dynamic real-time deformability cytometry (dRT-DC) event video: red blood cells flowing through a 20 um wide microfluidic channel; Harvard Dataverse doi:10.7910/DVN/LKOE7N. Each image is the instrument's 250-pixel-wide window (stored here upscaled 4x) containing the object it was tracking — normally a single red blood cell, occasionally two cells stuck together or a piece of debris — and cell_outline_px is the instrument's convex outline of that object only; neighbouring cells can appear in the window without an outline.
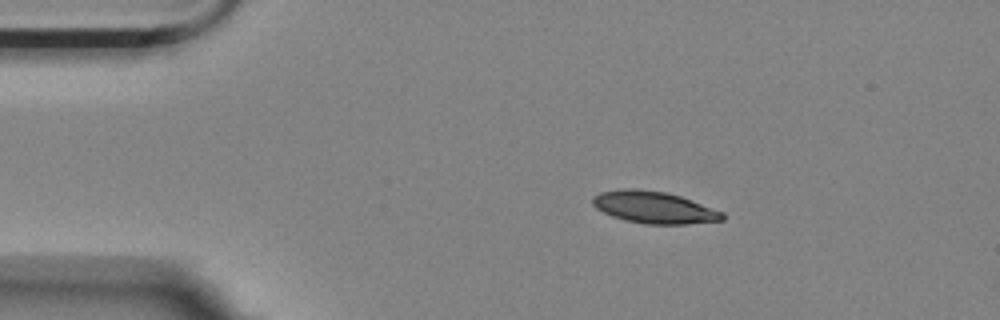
{"species": "Egyptian fruit bat (a non-hibernating species)", "species_latin": "Rousettus aegyptiacus", "temperature_condition": "room temperature", "stored_images_in_passage": 2, "camera_frame_rate_fps": 3000, "um_per_image_px": 0.085, "animal": {"sex": "female"}, "frame": {"image": 1, "passage_image": 2, "time_ms": 0.333, "image_size_px": [1000, 320], "cell_outline_px": [[724, 220], [688, 224], [644, 224], [624, 220], [612, 216], [596, 208], [592, 204], [592, 196], [600, 192], [624, 188], [636, 188], [668, 192], [680, 196], [724, 212]], "centroid_in_image_um": [55.58, 17.62], "position_along_channel_um": 29.4, "area_um2": 24.33}}